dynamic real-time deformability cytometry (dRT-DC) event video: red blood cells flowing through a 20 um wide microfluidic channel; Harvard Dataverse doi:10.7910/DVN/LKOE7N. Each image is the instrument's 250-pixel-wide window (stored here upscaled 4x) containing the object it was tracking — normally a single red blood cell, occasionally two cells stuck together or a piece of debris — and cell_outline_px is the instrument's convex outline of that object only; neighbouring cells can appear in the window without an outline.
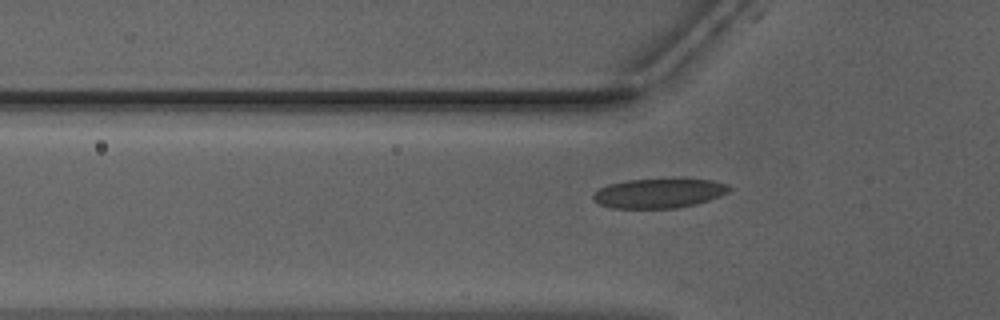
{"species": "Egyptian fruit bat (a non-hibernating species)", "species_latin": "Rousettus aegyptiacus", "temperature_condition": "warm", "stored_images_in_passage": 34, "camera_frame_rate_fps": 3000, "um_per_image_px": 0.085, "animal": {"sex": "male"}, "frame": {"image": 1, "passage_image": 4, "time_ms": 1.0, "image_size_px": [1000, 320], "cell_outline_px": [[732, 188], [728, 192], [720, 196], [696, 204], [676, 208], [612, 208], [600, 204], [592, 200], [592, 196], [600, 188], [608, 184], [628, 180], [712, 180], [728, 184]], "centroid_in_image_um": [56.0, 16.44], "position_along_channel_um": 69.8, "area_um2": 23.06}}
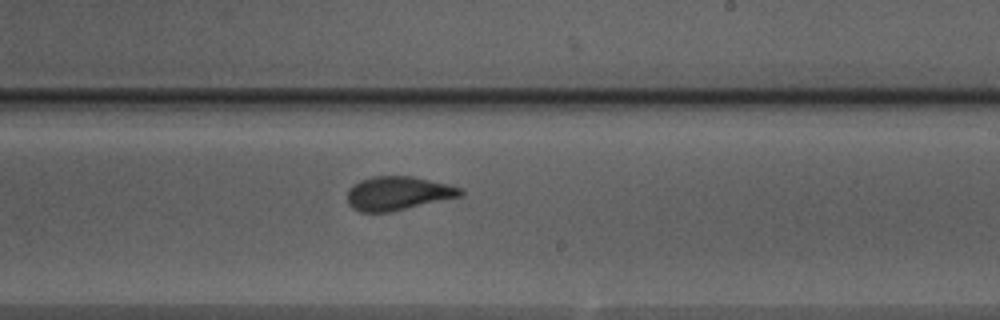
{"frame": {"image": 2, "passage_image": 18, "time_ms": 5.667, "image_size_px": [1000, 320], "cell_outline_px": [[464, 192], [460, 196], [388, 212], [360, 212], [352, 208], [348, 204], [348, 192], [352, 184], [360, 180], [372, 176], [412, 176], [448, 184], [464, 188]], "centroid_in_image_um": [33.8, 16.42], "position_along_channel_um": 255.2, "area_um2": 22.14}}
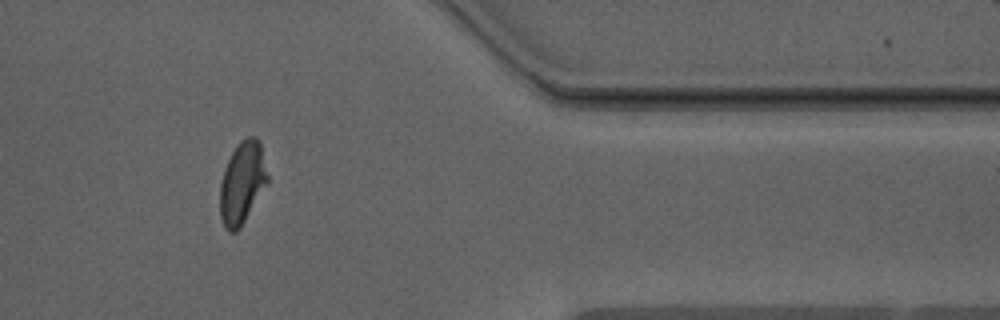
{"frame": {"image": 3, "passage_image": 30, "time_ms": 9.667, "image_size_px": [1000, 320], "cell_outline_px": [[268, 184], [240, 228], [236, 232], [228, 232], [224, 228], [220, 216], [220, 184], [224, 168], [236, 144], [240, 140], [248, 136], [256, 136], [260, 144], [268, 176]], "centroid_in_image_um": [20.58, 15.55], "position_along_channel_um": 390.8, "area_um2": 22.95}, "authors_computed_cell_mechanics": {"area_um2": 23.0911, "velocity_mm_per_s": 3.9668, "shape_relaxation_time_tau1_ms": 4.6107, "shape_relaxation_time_tau2_ms": 0.7162, "deformation_change_tau1": 0.1478, "deformation_change_tau2": 0.0678}}